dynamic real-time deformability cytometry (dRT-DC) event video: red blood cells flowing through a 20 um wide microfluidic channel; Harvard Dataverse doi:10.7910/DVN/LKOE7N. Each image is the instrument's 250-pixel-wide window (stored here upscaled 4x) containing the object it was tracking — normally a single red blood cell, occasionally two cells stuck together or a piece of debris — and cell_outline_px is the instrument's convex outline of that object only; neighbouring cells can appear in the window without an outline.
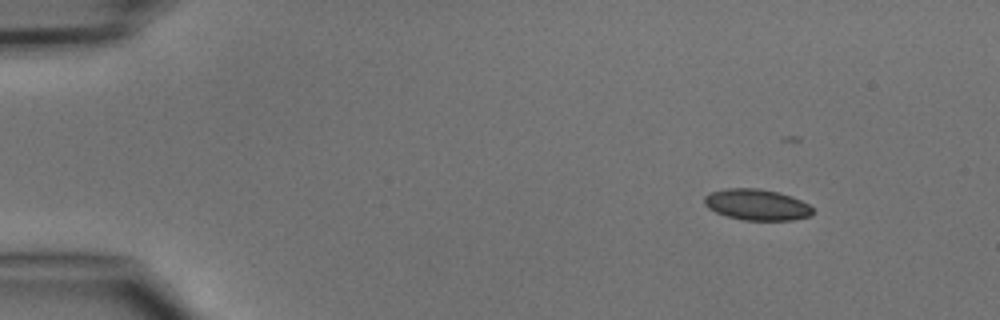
{"species": "common noctule bat (a hibernating species)", "species_latin": "Nyctalus noctula", "temperature_condition": "cold", "stored_images_in_passage": 3, "camera_frame_rate_fps": 3000, "um_per_image_px": 0.085, "animal": {"sex": "male", "body_mass_g": 15.6}, "frame": {"image": 1, "passage_image": 1, "time_ms": 0.0, "image_size_px": [1000, 320], "cell_outline_px": [[812, 216], [792, 220], [744, 220], [728, 216], [716, 212], [708, 208], [704, 204], [704, 196], [712, 192], [728, 188], [760, 188], [792, 196], [808, 204], [812, 208]], "centroid_in_image_um": [64.33, 17.4], "position_along_channel_um": 20.7, "area_um2": 19.54}}
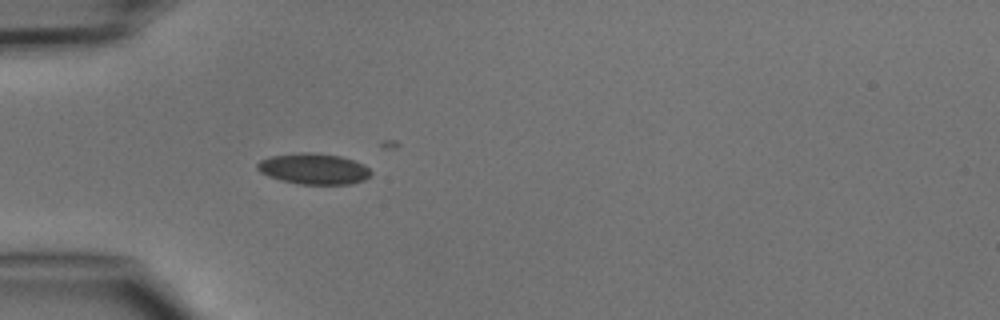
{"frame": {"image": 2, "passage_image": 3, "time_ms": 3.0, "image_size_px": [1000, 320], "cell_outline_px": [[372, 172], [364, 180], [352, 184], [300, 184], [280, 180], [268, 176], [260, 172], [256, 168], [256, 164], [260, 160], [268, 156], [300, 152], [316, 152], [340, 156], [364, 164]], "centroid_in_image_um": [26.63, 14.34], "position_along_channel_um": 58.4, "area_um2": 20.63}}